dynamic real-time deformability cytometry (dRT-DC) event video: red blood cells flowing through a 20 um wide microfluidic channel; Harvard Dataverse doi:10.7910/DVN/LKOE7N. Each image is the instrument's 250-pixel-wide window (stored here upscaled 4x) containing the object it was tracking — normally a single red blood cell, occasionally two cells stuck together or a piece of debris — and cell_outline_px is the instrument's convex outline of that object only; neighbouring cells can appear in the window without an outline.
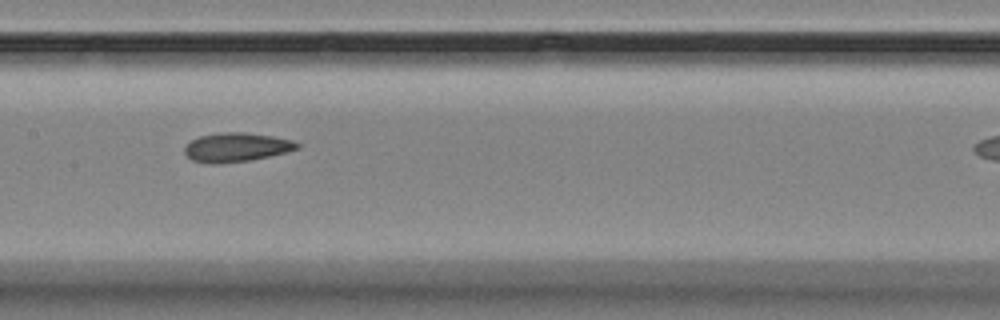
{"species": "Egyptian fruit bat (a non-hibernating species)", "species_latin": "Rousettus aegyptiacus", "temperature_condition": "room temperature", "stored_images_in_passage": 10, "camera_frame_rate_fps": 3000, "um_per_image_px": 0.085, "animal": {"sex": "female"}, "frame": {"image": 1, "passage_image": 7, "time_ms": 6.667, "image_size_px": [1000, 320], "cell_outline_px": [[300, 148], [288, 152], [252, 160], [220, 164], [208, 164], [192, 160], [184, 152], [184, 148], [192, 140], [200, 136], [220, 132], [244, 132], [272, 136], [292, 140], [300, 144]], "centroid_in_image_um": [20.11, 12.53], "position_along_channel_um": 187.3, "area_um2": 19.19}}
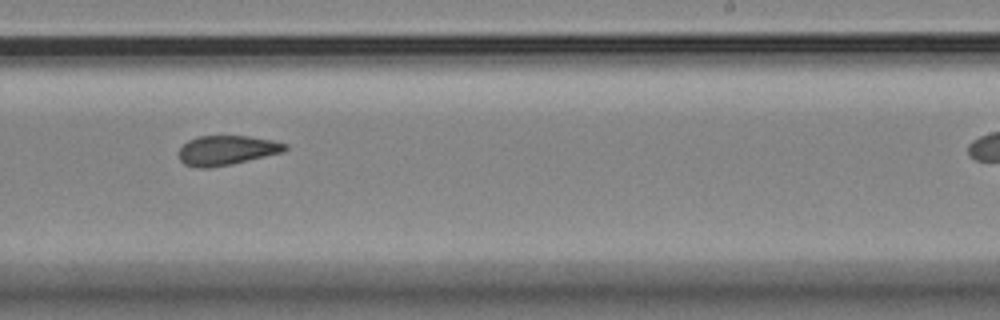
{"frame": {"image": 2, "passage_image": 9, "time_ms": 9.0, "image_size_px": [1000, 320], "cell_outline_px": [[288, 148], [284, 152], [232, 164], [208, 168], [196, 168], [184, 164], [180, 160], [180, 148], [188, 140], [200, 136], [248, 136], [272, 140], [288, 144]], "centroid_in_image_um": [19.29, 12.78], "position_along_channel_um": 269.7, "area_um2": 18.32}}